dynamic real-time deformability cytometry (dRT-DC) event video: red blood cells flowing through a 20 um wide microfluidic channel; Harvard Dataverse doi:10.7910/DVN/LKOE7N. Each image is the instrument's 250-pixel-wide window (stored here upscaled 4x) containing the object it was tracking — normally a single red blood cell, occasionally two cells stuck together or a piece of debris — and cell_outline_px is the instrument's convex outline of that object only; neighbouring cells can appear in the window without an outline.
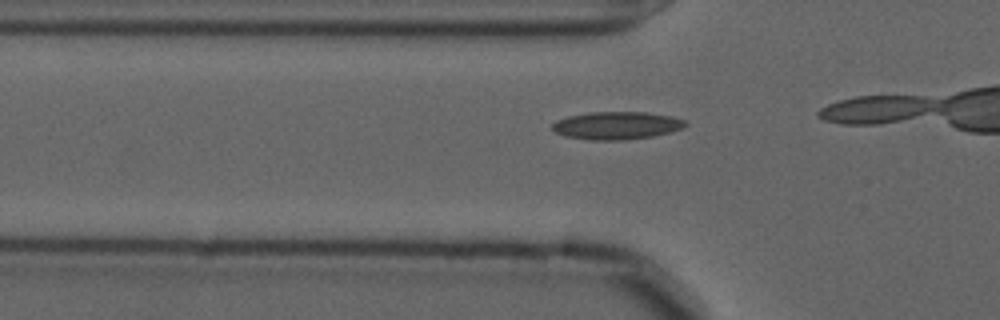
{"species": "common noctule bat (a hibernating species)", "species_latin": "Nyctalus noctula", "temperature_condition": "cold", "stored_images_in_passage": 15, "camera_frame_rate_fps": 3000, "um_per_image_px": 0.085, "animal": {"sex": "male", "forearm_length_mm": 52.5}, "frame": {"image": 1, "passage_image": 12, "time_ms": 3.667, "image_size_px": [1000, 320], "cell_outline_px": [[688, 124], [680, 128], [668, 132], [652, 136], [624, 140], [592, 140], [564, 136], [556, 132], [552, 128], [552, 124], [556, 120], [568, 116], [588, 112], [648, 112], [672, 116], [688, 120]], "centroid_in_image_um": [52.41, 10.66], "position_along_channel_um": 73.4, "area_um2": 21.56}}